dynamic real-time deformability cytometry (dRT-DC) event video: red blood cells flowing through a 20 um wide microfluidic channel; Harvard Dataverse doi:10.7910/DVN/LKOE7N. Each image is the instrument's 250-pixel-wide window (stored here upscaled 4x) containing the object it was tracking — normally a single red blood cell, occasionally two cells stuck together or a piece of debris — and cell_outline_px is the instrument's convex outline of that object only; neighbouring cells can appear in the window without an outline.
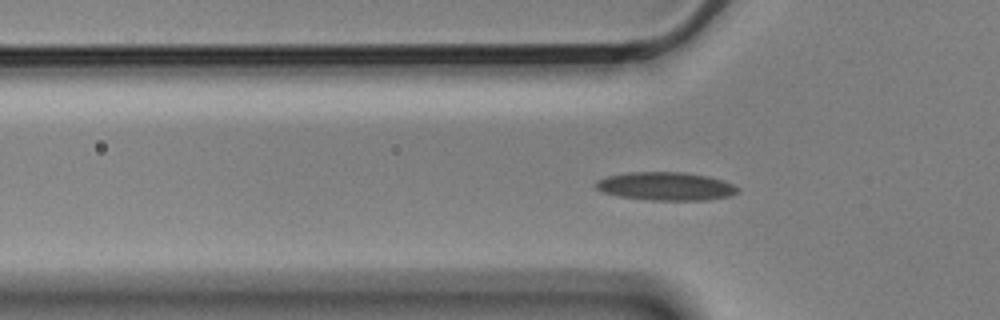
{"species": "Egyptian fruit bat (a non-hibernating species)", "species_latin": "Rousettus aegyptiacus", "temperature_condition": "cold", "stored_images_in_passage": 42, "segment_of_instrument_passage": [1, 2], "camera_frame_rate_fps": 3000, "um_per_image_px": 0.085, "animal": {"sex": "male"}, "frame": {"image": 1, "passage_image": 2, "time_ms": 0.333, "image_size_px": [1000, 320], "cell_outline_px": [[740, 192], [728, 196], [708, 200], [652, 200], [620, 196], [600, 192], [592, 184], [596, 180], [608, 176], [628, 172], [684, 172], [708, 176], [724, 180], [740, 188]], "centroid_in_image_um": [56.58, 15.83], "position_along_channel_um": 69.2, "area_um2": 23.58}}
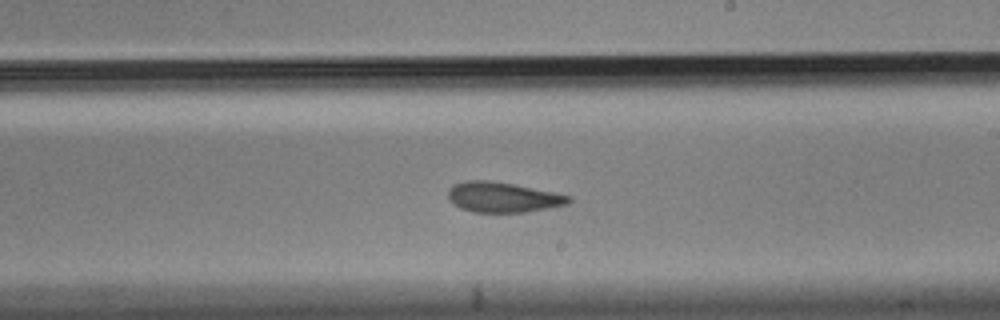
{"frame": {"image": 2, "passage_image": 17, "time_ms": 5.333, "image_size_px": [1000, 320], "cell_outline_px": [[572, 200], [568, 204], [524, 212], [472, 212], [460, 208], [448, 196], [448, 188], [452, 184], [464, 180], [488, 180], [516, 184], [572, 196]], "centroid_in_image_um": [42.73, 16.74], "position_along_channel_um": 246.3, "area_um2": 21.27}}
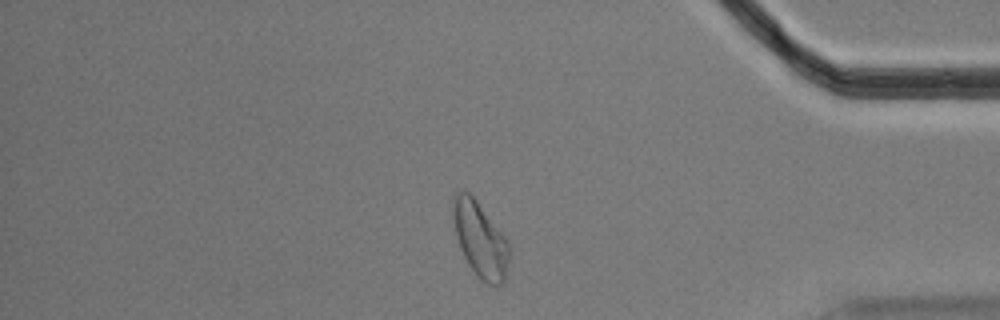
{"frame": {"image": 3, "passage_image": 32, "time_ms": 10.333, "image_size_px": [1000, 320], "cell_outline_px": [[512, 252], [504, 280], [496, 288], [480, 280], [468, 264], [460, 248], [456, 236], [452, 212], [452, 196], [460, 192], [468, 192], [476, 200], [508, 240], [512, 248]], "centroid_in_image_um": [40.85, 20.41], "position_along_channel_um": 394.4, "area_um2": 24.91}}